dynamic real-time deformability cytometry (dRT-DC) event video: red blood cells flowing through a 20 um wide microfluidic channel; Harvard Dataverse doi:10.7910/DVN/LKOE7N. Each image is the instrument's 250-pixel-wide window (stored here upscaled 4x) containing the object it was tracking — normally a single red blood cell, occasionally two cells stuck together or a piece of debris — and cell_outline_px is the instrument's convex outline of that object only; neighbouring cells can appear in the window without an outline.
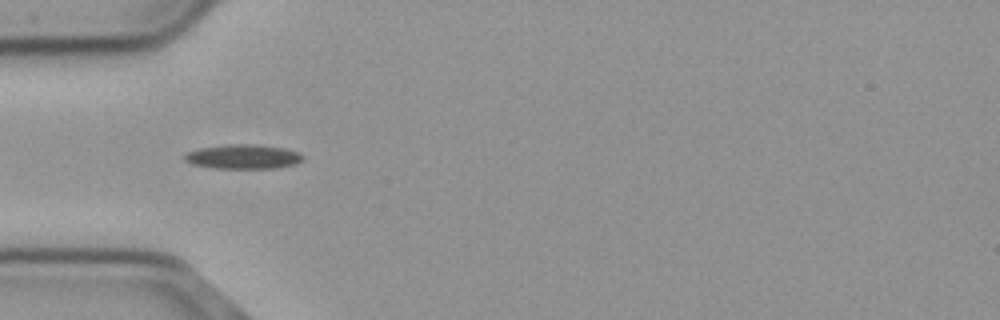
{"species": "common noctule bat (a hibernating species)", "species_latin": "Nyctalus noctula", "temperature_condition": "cold", "stored_images_in_passage": 23, "camera_frame_rate_fps": 3000, "um_per_image_px": 0.085, "animal": {"sex": "male", "body_mass_g": 23.1, "forearm_length_mm": 52.7}, "frame": {"image": 1, "passage_image": 7, "time_ms": 2.0, "image_size_px": [1000, 320], "cell_outline_px": [[304, 156], [296, 164], [276, 168], [212, 168], [192, 164], [184, 160], [184, 156], [188, 152], [200, 148], [228, 144], [256, 144], [284, 148], [300, 152]], "centroid_in_image_um": [20.68, 13.31], "position_along_channel_um": 64.3, "area_um2": 16.82}}
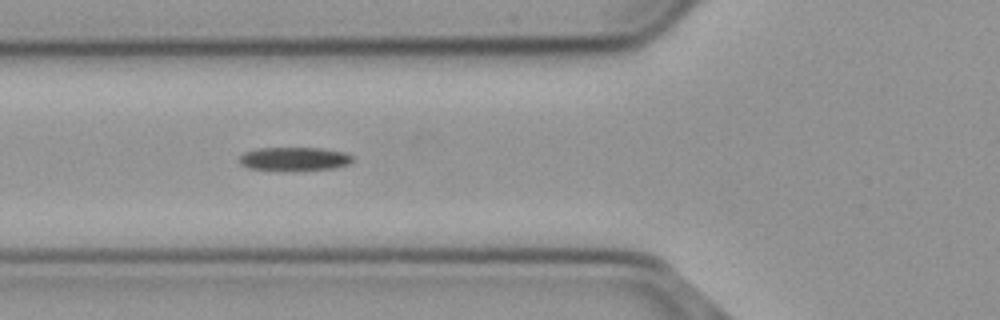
{"frame": {"image": 2, "passage_image": 10, "time_ms": 3.0, "image_size_px": [1000, 320], "cell_outline_px": [[352, 164], [336, 168], [296, 172], [280, 172], [248, 168], [240, 164], [240, 156], [244, 152], [260, 148], [320, 148], [348, 152], [352, 156]], "centroid_in_image_um": [25.05, 13.55], "position_along_channel_um": 100.7, "area_um2": 16.36}}
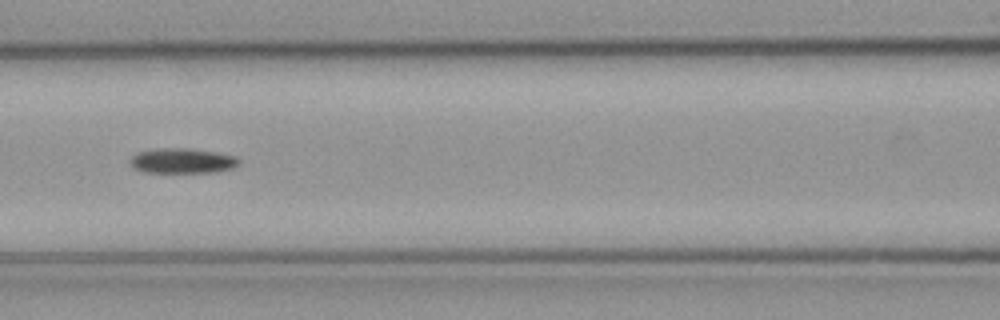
{"frame": {"image": 3, "passage_image": 14, "time_ms": 4.333, "image_size_px": [1000, 320], "cell_outline_px": [[240, 164], [232, 168], [216, 172], [144, 172], [132, 168], [128, 164], [128, 160], [136, 152], [156, 148], [188, 148], [216, 152], [236, 156], [240, 160]], "centroid_in_image_um": [15.45, 13.66], "position_along_channel_um": 151.2, "area_um2": 16.18}}